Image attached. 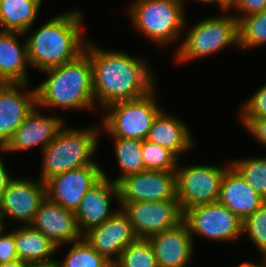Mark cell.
I'll use <instances>...</instances> for the list:
<instances>
[{"label": "cell", "instance_id": "obj_35", "mask_svg": "<svg viewBox=\"0 0 266 267\" xmlns=\"http://www.w3.org/2000/svg\"><path fill=\"white\" fill-rule=\"evenodd\" d=\"M251 137L266 147V118H239Z\"/></svg>", "mask_w": 266, "mask_h": 267}, {"label": "cell", "instance_id": "obj_8", "mask_svg": "<svg viewBox=\"0 0 266 267\" xmlns=\"http://www.w3.org/2000/svg\"><path fill=\"white\" fill-rule=\"evenodd\" d=\"M176 167V198L182 210L218 201L222 178L231 166L228 158L225 165L190 164Z\"/></svg>", "mask_w": 266, "mask_h": 267}, {"label": "cell", "instance_id": "obj_37", "mask_svg": "<svg viewBox=\"0 0 266 267\" xmlns=\"http://www.w3.org/2000/svg\"><path fill=\"white\" fill-rule=\"evenodd\" d=\"M184 1V3H185V5H187L186 4V0H183ZM196 2L198 1V2H200V3H204V5L205 4H207V5H216V6H218L219 7V9L220 10H228V9H230V4L226 1V0H195Z\"/></svg>", "mask_w": 266, "mask_h": 267}, {"label": "cell", "instance_id": "obj_21", "mask_svg": "<svg viewBox=\"0 0 266 267\" xmlns=\"http://www.w3.org/2000/svg\"><path fill=\"white\" fill-rule=\"evenodd\" d=\"M218 202L226 206L243 221L266 200L257 194L240 174L230 166L222 178Z\"/></svg>", "mask_w": 266, "mask_h": 267}, {"label": "cell", "instance_id": "obj_40", "mask_svg": "<svg viewBox=\"0 0 266 267\" xmlns=\"http://www.w3.org/2000/svg\"><path fill=\"white\" fill-rule=\"evenodd\" d=\"M25 264H26L25 262L18 259L13 262L1 264L0 267H25Z\"/></svg>", "mask_w": 266, "mask_h": 267}, {"label": "cell", "instance_id": "obj_41", "mask_svg": "<svg viewBox=\"0 0 266 267\" xmlns=\"http://www.w3.org/2000/svg\"><path fill=\"white\" fill-rule=\"evenodd\" d=\"M7 222H5V218L0 213V235L8 228L6 225Z\"/></svg>", "mask_w": 266, "mask_h": 267}, {"label": "cell", "instance_id": "obj_24", "mask_svg": "<svg viewBox=\"0 0 266 267\" xmlns=\"http://www.w3.org/2000/svg\"><path fill=\"white\" fill-rule=\"evenodd\" d=\"M43 0H0V30L24 33L33 29Z\"/></svg>", "mask_w": 266, "mask_h": 267}, {"label": "cell", "instance_id": "obj_6", "mask_svg": "<svg viewBox=\"0 0 266 267\" xmlns=\"http://www.w3.org/2000/svg\"><path fill=\"white\" fill-rule=\"evenodd\" d=\"M228 10L220 15L201 18L190 29L175 52L174 61L186 64L190 61L216 55L225 48H239L238 20Z\"/></svg>", "mask_w": 266, "mask_h": 267}, {"label": "cell", "instance_id": "obj_17", "mask_svg": "<svg viewBox=\"0 0 266 267\" xmlns=\"http://www.w3.org/2000/svg\"><path fill=\"white\" fill-rule=\"evenodd\" d=\"M103 169V177L84 195L74 212L82 234L101 225L120 209L117 183L110 179ZM116 199V201H115ZM115 201L117 207H113Z\"/></svg>", "mask_w": 266, "mask_h": 267}, {"label": "cell", "instance_id": "obj_29", "mask_svg": "<svg viewBox=\"0 0 266 267\" xmlns=\"http://www.w3.org/2000/svg\"><path fill=\"white\" fill-rule=\"evenodd\" d=\"M113 267H158V264L149 240L138 238L122 251Z\"/></svg>", "mask_w": 266, "mask_h": 267}, {"label": "cell", "instance_id": "obj_30", "mask_svg": "<svg viewBox=\"0 0 266 267\" xmlns=\"http://www.w3.org/2000/svg\"><path fill=\"white\" fill-rule=\"evenodd\" d=\"M141 149L146 170L176 171L180 159L172 151L146 139L142 140Z\"/></svg>", "mask_w": 266, "mask_h": 267}, {"label": "cell", "instance_id": "obj_39", "mask_svg": "<svg viewBox=\"0 0 266 267\" xmlns=\"http://www.w3.org/2000/svg\"><path fill=\"white\" fill-rule=\"evenodd\" d=\"M25 267H58V265L56 260H51L48 262L26 263Z\"/></svg>", "mask_w": 266, "mask_h": 267}, {"label": "cell", "instance_id": "obj_19", "mask_svg": "<svg viewBox=\"0 0 266 267\" xmlns=\"http://www.w3.org/2000/svg\"><path fill=\"white\" fill-rule=\"evenodd\" d=\"M158 267H188L195 254V241L183 221L176 227L148 238Z\"/></svg>", "mask_w": 266, "mask_h": 267}, {"label": "cell", "instance_id": "obj_1", "mask_svg": "<svg viewBox=\"0 0 266 267\" xmlns=\"http://www.w3.org/2000/svg\"><path fill=\"white\" fill-rule=\"evenodd\" d=\"M84 52L91 59L97 111L118 101L142 97L157 86L155 70L143 56L101 48L91 38H88Z\"/></svg>", "mask_w": 266, "mask_h": 267}, {"label": "cell", "instance_id": "obj_32", "mask_svg": "<svg viewBox=\"0 0 266 267\" xmlns=\"http://www.w3.org/2000/svg\"><path fill=\"white\" fill-rule=\"evenodd\" d=\"M241 105L239 118H266V83Z\"/></svg>", "mask_w": 266, "mask_h": 267}, {"label": "cell", "instance_id": "obj_31", "mask_svg": "<svg viewBox=\"0 0 266 267\" xmlns=\"http://www.w3.org/2000/svg\"><path fill=\"white\" fill-rule=\"evenodd\" d=\"M242 235H247L260 257H266V202L242 221Z\"/></svg>", "mask_w": 266, "mask_h": 267}, {"label": "cell", "instance_id": "obj_14", "mask_svg": "<svg viewBox=\"0 0 266 267\" xmlns=\"http://www.w3.org/2000/svg\"><path fill=\"white\" fill-rule=\"evenodd\" d=\"M103 177V166L89 165L50 177L44 184L46 197L75 212L84 195Z\"/></svg>", "mask_w": 266, "mask_h": 267}, {"label": "cell", "instance_id": "obj_18", "mask_svg": "<svg viewBox=\"0 0 266 267\" xmlns=\"http://www.w3.org/2000/svg\"><path fill=\"white\" fill-rule=\"evenodd\" d=\"M30 225L55 243L58 246L57 251L63 245L83 238L74 212L47 197L42 201Z\"/></svg>", "mask_w": 266, "mask_h": 267}, {"label": "cell", "instance_id": "obj_20", "mask_svg": "<svg viewBox=\"0 0 266 267\" xmlns=\"http://www.w3.org/2000/svg\"><path fill=\"white\" fill-rule=\"evenodd\" d=\"M146 140L172 151L180 160L194 150L190 127L179 116L161 110L155 117ZM186 153V154H185Z\"/></svg>", "mask_w": 266, "mask_h": 267}, {"label": "cell", "instance_id": "obj_2", "mask_svg": "<svg viewBox=\"0 0 266 267\" xmlns=\"http://www.w3.org/2000/svg\"><path fill=\"white\" fill-rule=\"evenodd\" d=\"M82 13L78 9L63 11L35 31L29 28L24 32L30 67L43 72L71 62L84 52L88 38L83 31Z\"/></svg>", "mask_w": 266, "mask_h": 267}, {"label": "cell", "instance_id": "obj_23", "mask_svg": "<svg viewBox=\"0 0 266 267\" xmlns=\"http://www.w3.org/2000/svg\"><path fill=\"white\" fill-rule=\"evenodd\" d=\"M18 259L25 263L48 262L57 260L58 246L45 234L31 225H21L13 229Z\"/></svg>", "mask_w": 266, "mask_h": 267}, {"label": "cell", "instance_id": "obj_13", "mask_svg": "<svg viewBox=\"0 0 266 267\" xmlns=\"http://www.w3.org/2000/svg\"><path fill=\"white\" fill-rule=\"evenodd\" d=\"M65 122L62 116L46 114L44 109L36 105L2 148L4 154L31 151L37 147L42 151L54 140Z\"/></svg>", "mask_w": 266, "mask_h": 267}, {"label": "cell", "instance_id": "obj_12", "mask_svg": "<svg viewBox=\"0 0 266 267\" xmlns=\"http://www.w3.org/2000/svg\"><path fill=\"white\" fill-rule=\"evenodd\" d=\"M119 202H154L176 197V172L145 170L117 182Z\"/></svg>", "mask_w": 266, "mask_h": 267}, {"label": "cell", "instance_id": "obj_36", "mask_svg": "<svg viewBox=\"0 0 266 267\" xmlns=\"http://www.w3.org/2000/svg\"><path fill=\"white\" fill-rule=\"evenodd\" d=\"M4 153V150L0 148V199L3 195V192L7 188L9 182L14 178V175L12 173H9V166L5 164V159L2 156ZM2 154V155H1Z\"/></svg>", "mask_w": 266, "mask_h": 267}, {"label": "cell", "instance_id": "obj_38", "mask_svg": "<svg viewBox=\"0 0 266 267\" xmlns=\"http://www.w3.org/2000/svg\"><path fill=\"white\" fill-rule=\"evenodd\" d=\"M236 267H266V257L261 258L260 264L257 262L242 261Z\"/></svg>", "mask_w": 266, "mask_h": 267}, {"label": "cell", "instance_id": "obj_7", "mask_svg": "<svg viewBox=\"0 0 266 267\" xmlns=\"http://www.w3.org/2000/svg\"><path fill=\"white\" fill-rule=\"evenodd\" d=\"M157 88L142 97L105 107L100 118L101 136L145 140L155 117L162 110Z\"/></svg>", "mask_w": 266, "mask_h": 267}, {"label": "cell", "instance_id": "obj_4", "mask_svg": "<svg viewBox=\"0 0 266 267\" xmlns=\"http://www.w3.org/2000/svg\"><path fill=\"white\" fill-rule=\"evenodd\" d=\"M98 124V125H97ZM65 125L41 152V171L38 179L43 183L55 175L89 165H100L94 160L100 143L99 123L77 128Z\"/></svg>", "mask_w": 266, "mask_h": 267}, {"label": "cell", "instance_id": "obj_5", "mask_svg": "<svg viewBox=\"0 0 266 267\" xmlns=\"http://www.w3.org/2000/svg\"><path fill=\"white\" fill-rule=\"evenodd\" d=\"M134 1V2H133ZM127 6L126 14L130 18L135 32L153 42L159 48H167L178 42L179 49L182 37L186 32L187 16L183 0H133ZM184 29V30H183ZM180 38V39H179ZM179 40V41H178ZM180 42V43H179Z\"/></svg>", "mask_w": 266, "mask_h": 267}, {"label": "cell", "instance_id": "obj_25", "mask_svg": "<svg viewBox=\"0 0 266 267\" xmlns=\"http://www.w3.org/2000/svg\"><path fill=\"white\" fill-rule=\"evenodd\" d=\"M112 141L118 170L117 176L112 177L115 183L125 176L145 171L143 156L141 153L142 140L128 138H108ZM114 144V145H113Z\"/></svg>", "mask_w": 266, "mask_h": 267}, {"label": "cell", "instance_id": "obj_22", "mask_svg": "<svg viewBox=\"0 0 266 267\" xmlns=\"http://www.w3.org/2000/svg\"><path fill=\"white\" fill-rule=\"evenodd\" d=\"M24 33L0 30V78L4 83H30ZM22 41V42H21Z\"/></svg>", "mask_w": 266, "mask_h": 267}, {"label": "cell", "instance_id": "obj_10", "mask_svg": "<svg viewBox=\"0 0 266 267\" xmlns=\"http://www.w3.org/2000/svg\"><path fill=\"white\" fill-rule=\"evenodd\" d=\"M118 204L129 217L139 239H148L152 235L176 227L184 218V211L176 197L164 201Z\"/></svg>", "mask_w": 266, "mask_h": 267}, {"label": "cell", "instance_id": "obj_3", "mask_svg": "<svg viewBox=\"0 0 266 267\" xmlns=\"http://www.w3.org/2000/svg\"><path fill=\"white\" fill-rule=\"evenodd\" d=\"M37 84V105L44 110H95L92 64L90 57L81 53L75 60L47 69ZM75 109V110H74Z\"/></svg>", "mask_w": 266, "mask_h": 267}, {"label": "cell", "instance_id": "obj_43", "mask_svg": "<svg viewBox=\"0 0 266 267\" xmlns=\"http://www.w3.org/2000/svg\"><path fill=\"white\" fill-rule=\"evenodd\" d=\"M4 84L3 80L0 78V87Z\"/></svg>", "mask_w": 266, "mask_h": 267}, {"label": "cell", "instance_id": "obj_9", "mask_svg": "<svg viewBox=\"0 0 266 267\" xmlns=\"http://www.w3.org/2000/svg\"><path fill=\"white\" fill-rule=\"evenodd\" d=\"M183 221L193 240L194 235L221 243L242 238V220L218 201L184 210Z\"/></svg>", "mask_w": 266, "mask_h": 267}, {"label": "cell", "instance_id": "obj_26", "mask_svg": "<svg viewBox=\"0 0 266 267\" xmlns=\"http://www.w3.org/2000/svg\"><path fill=\"white\" fill-rule=\"evenodd\" d=\"M64 246H68L69 249L62 260H56L58 267H113V264L84 238Z\"/></svg>", "mask_w": 266, "mask_h": 267}, {"label": "cell", "instance_id": "obj_15", "mask_svg": "<svg viewBox=\"0 0 266 267\" xmlns=\"http://www.w3.org/2000/svg\"><path fill=\"white\" fill-rule=\"evenodd\" d=\"M29 85L30 83H4L0 87V148L7 144L37 105L36 86L33 88Z\"/></svg>", "mask_w": 266, "mask_h": 267}, {"label": "cell", "instance_id": "obj_11", "mask_svg": "<svg viewBox=\"0 0 266 267\" xmlns=\"http://www.w3.org/2000/svg\"><path fill=\"white\" fill-rule=\"evenodd\" d=\"M46 198L45 184L37 177H14L0 199V213L9 222L30 225L42 201Z\"/></svg>", "mask_w": 266, "mask_h": 267}, {"label": "cell", "instance_id": "obj_16", "mask_svg": "<svg viewBox=\"0 0 266 267\" xmlns=\"http://www.w3.org/2000/svg\"><path fill=\"white\" fill-rule=\"evenodd\" d=\"M83 238L112 264L138 239L129 217L121 208L101 225L85 232Z\"/></svg>", "mask_w": 266, "mask_h": 267}, {"label": "cell", "instance_id": "obj_33", "mask_svg": "<svg viewBox=\"0 0 266 267\" xmlns=\"http://www.w3.org/2000/svg\"><path fill=\"white\" fill-rule=\"evenodd\" d=\"M229 10L239 21L242 17L266 10V0H235Z\"/></svg>", "mask_w": 266, "mask_h": 267}, {"label": "cell", "instance_id": "obj_42", "mask_svg": "<svg viewBox=\"0 0 266 267\" xmlns=\"http://www.w3.org/2000/svg\"><path fill=\"white\" fill-rule=\"evenodd\" d=\"M230 5L234 3L235 0H226Z\"/></svg>", "mask_w": 266, "mask_h": 267}, {"label": "cell", "instance_id": "obj_34", "mask_svg": "<svg viewBox=\"0 0 266 267\" xmlns=\"http://www.w3.org/2000/svg\"><path fill=\"white\" fill-rule=\"evenodd\" d=\"M9 231V232H8ZM18 260L13 229L0 235V265Z\"/></svg>", "mask_w": 266, "mask_h": 267}, {"label": "cell", "instance_id": "obj_27", "mask_svg": "<svg viewBox=\"0 0 266 267\" xmlns=\"http://www.w3.org/2000/svg\"><path fill=\"white\" fill-rule=\"evenodd\" d=\"M238 32L240 51L254 50L266 44V10L242 17L238 21Z\"/></svg>", "mask_w": 266, "mask_h": 267}, {"label": "cell", "instance_id": "obj_28", "mask_svg": "<svg viewBox=\"0 0 266 267\" xmlns=\"http://www.w3.org/2000/svg\"><path fill=\"white\" fill-rule=\"evenodd\" d=\"M230 164L248 185L266 200V155L242 159L232 158Z\"/></svg>", "mask_w": 266, "mask_h": 267}]
</instances>
